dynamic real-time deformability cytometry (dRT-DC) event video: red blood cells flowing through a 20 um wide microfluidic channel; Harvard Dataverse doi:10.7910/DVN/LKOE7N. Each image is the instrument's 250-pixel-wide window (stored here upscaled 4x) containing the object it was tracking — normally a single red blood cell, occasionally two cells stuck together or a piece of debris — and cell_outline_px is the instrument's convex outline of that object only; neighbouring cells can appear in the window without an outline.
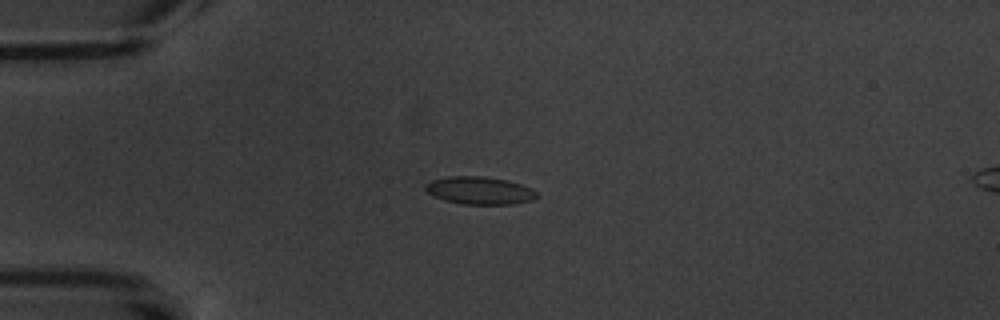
{"species": "common noctule bat (a hibernating species)", "species_latin": "Nyctalus noctula", "temperature_condition": "warm", "stored_images_in_passage": 7, "camera_frame_rate_fps": 3000, "um_per_image_px": 0.085, "animal": {"sex": "male", "body_mass_g": 20.1, "forearm_length_mm": 53.5}, "frame": {"image": 1, "passage_image": 4, "time_ms": 3.667, "image_size_px": [1000, 320], "cell_outline_px": [[540, 196], [532, 200], [512, 204], [464, 204], [444, 200], [432, 196], [424, 188], [424, 184], [432, 180], [448, 176], [484, 176], [508, 180], [520, 184], [536, 192]], "centroid_in_image_um": [40.74, 16.19], "position_along_channel_um": 44.3, "area_um2": 17.98}}
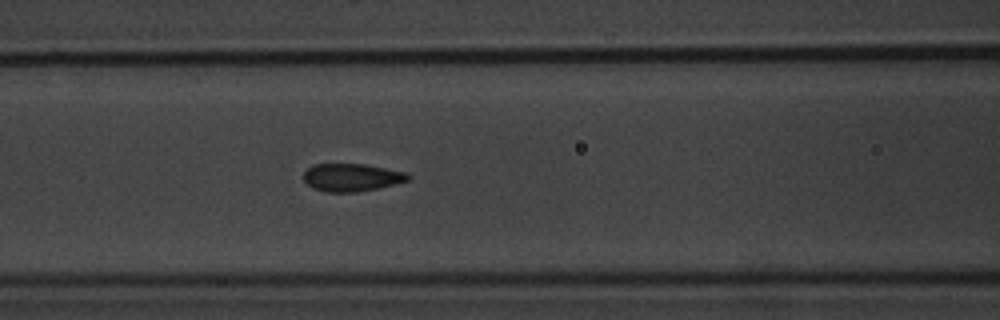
{"frame": {"image": 2, "passage_image": 7, "time_ms": 7.0, "image_size_px": [1000, 320], "cell_outline_px": [[412, 176], [408, 180], [380, 188], [356, 192], [324, 192], [312, 188], [304, 180], [304, 172], [312, 164], [364, 164], [404, 172]], "centroid_in_image_um": [29.86, 15.09], "position_along_channel_um": 136.7, "area_um2": 16.88}}